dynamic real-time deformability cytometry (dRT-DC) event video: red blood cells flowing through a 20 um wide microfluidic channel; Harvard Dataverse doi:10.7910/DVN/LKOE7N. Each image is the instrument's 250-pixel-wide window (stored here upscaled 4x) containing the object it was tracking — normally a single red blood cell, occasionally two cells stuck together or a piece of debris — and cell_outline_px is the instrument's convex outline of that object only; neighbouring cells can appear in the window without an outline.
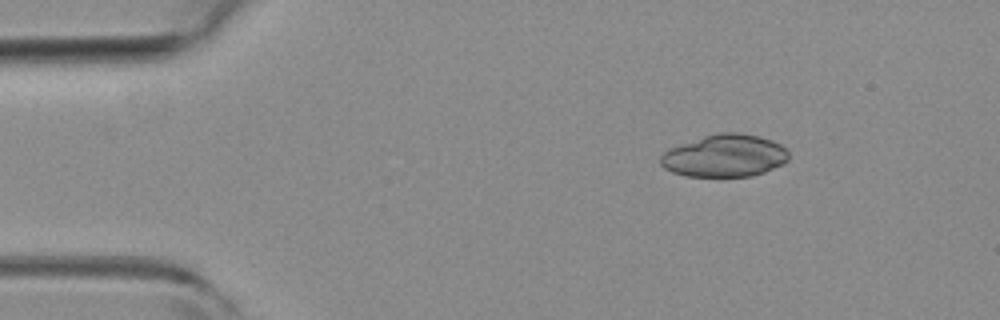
{"species": "common noctule bat (a hibernating species)", "species_latin": "Nyctalus noctula", "temperature_condition": "room temperature", "stored_images_in_passage": 3, "camera_frame_rate_fps": 3000, "um_per_image_px": 0.085, "animal": {"sex": "female", "body_mass_g": 19.3, "forearm_length_mm": 54.1}, "frame": {"image": 1, "passage_image": 1, "time_ms": 0.0, "image_size_px": [1000, 320], "cell_outline_px": [[788, 160], [784, 164], [764, 172], [752, 176], [684, 176], [672, 172], [664, 168], [660, 164], [660, 156], [668, 148], [704, 136], [720, 132], [740, 132], [760, 136], [772, 140], [780, 144], [788, 152]], "centroid_in_image_um": [61.59, 13.24], "position_along_channel_um": 23.4, "area_um2": 31.85}}